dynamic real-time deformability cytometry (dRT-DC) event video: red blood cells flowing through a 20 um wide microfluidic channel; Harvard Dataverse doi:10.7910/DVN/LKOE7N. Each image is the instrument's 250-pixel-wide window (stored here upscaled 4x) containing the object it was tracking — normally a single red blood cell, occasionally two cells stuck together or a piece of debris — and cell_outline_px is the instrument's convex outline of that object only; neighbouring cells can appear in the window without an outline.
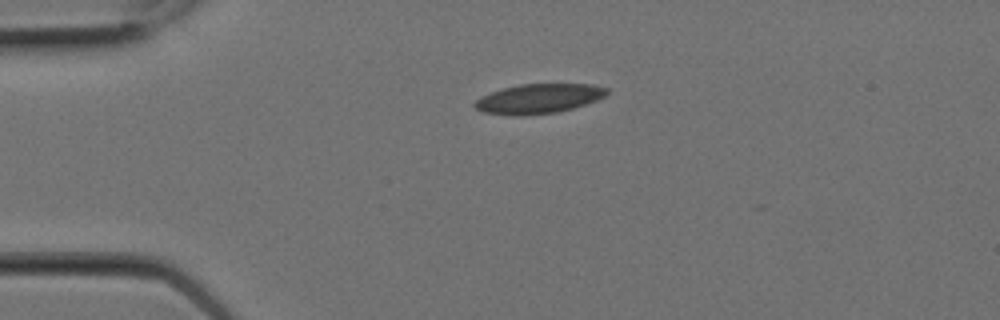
{"species": "Egyptian fruit bat (a non-hibernating species)", "species_latin": "Rousettus aegyptiacus", "temperature_condition": "room temperature", "stored_images_in_passage": 6, "camera_frame_rate_fps": 3000, "um_per_image_px": 0.085, "animal": {"sex": "female"}, "frame": {"image": 1, "passage_image": 1, "time_ms": 0.0, "image_size_px": [1000, 320], "cell_outline_px": [[608, 92], [604, 96], [596, 100], [572, 108], [556, 112], [524, 116], [512, 116], [484, 112], [476, 108], [472, 104], [480, 96], [504, 88], [520, 84], [592, 84], [608, 88]], "centroid_in_image_um": [45.76, 8.39], "position_along_channel_um": 39.2, "area_um2": 22.72}}
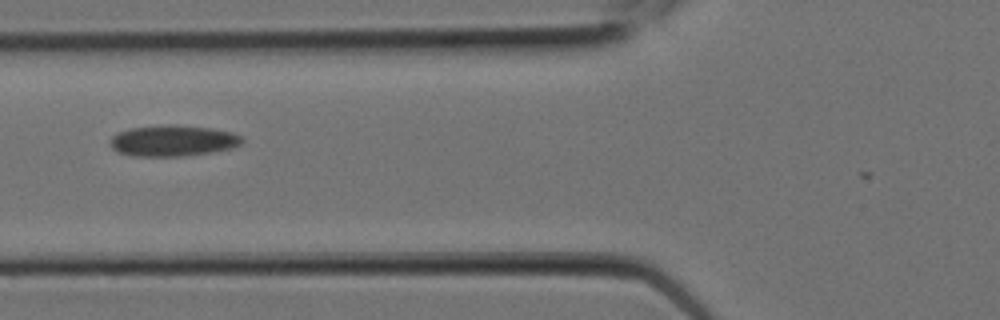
{"frame": {"image": 2, "passage_image": 4, "time_ms": 1.0, "image_size_px": [1000, 320], "cell_outline_px": [[244, 140], [240, 144], [232, 148], [208, 152], [180, 156], [132, 156], [120, 152], [112, 148], [112, 136], [128, 128], [168, 124], [176, 124], [212, 128], [232, 132], [240, 136]], "centroid_in_image_um": [14.71, 11.94], "position_along_channel_um": 111.1, "area_um2": 23.7}}
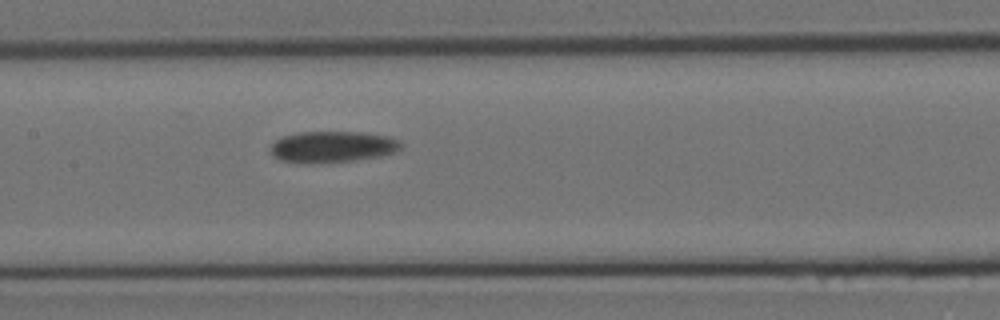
{"frame": {"image": 3, "passage_image": 6, "time_ms": 1.667, "image_size_px": [1000, 320], "cell_outline_px": [[404, 144], [396, 152], [380, 156], [356, 160], [312, 164], [280, 160], [272, 156], [272, 144], [276, 140], [284, 136], [300, 132], [360, 132], [388, 136], [400, 140]], "centroid_in_image_um": [28.3, 12.48], "position_along_channel_um": 179.1, "area_um2": 23.87}}